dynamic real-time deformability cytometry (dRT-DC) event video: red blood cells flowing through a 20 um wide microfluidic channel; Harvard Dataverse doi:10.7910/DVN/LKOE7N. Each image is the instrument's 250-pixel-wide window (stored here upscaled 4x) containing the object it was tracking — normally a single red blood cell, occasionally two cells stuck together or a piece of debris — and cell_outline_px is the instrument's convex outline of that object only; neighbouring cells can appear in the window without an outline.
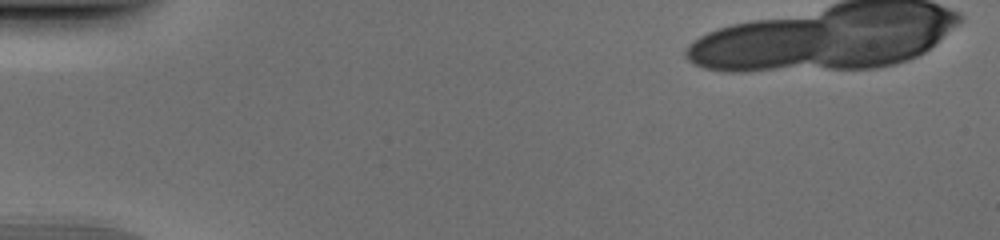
{"species": "human", "species_latin": "Homo sapiens", "temperature_condition": "cold", "stored_images_in_passage": 1, "camera_frame_rate_fps": 3000, "um_per_image_px": 0.085, "donor": {"sex": "male"}, "frame": {"image": 1, "passage_image": 1, "time_ms": 0.0, "image_size_px": [1000, 240], "cell_outline_px": [[820, 32], [812, 52], [808, 56], [792, 60], [772, 64], [744, 68], [732, 68], [708, 64], [696, 60], [692, 56], [692, 48], [696, 44], [708, 36], [716, 32], [748, 24], [820, 20]], "centroid_in_image_um": [64.47, 3.77], "position_along_channel_um": 20.5, "area_um2": 32.71}}